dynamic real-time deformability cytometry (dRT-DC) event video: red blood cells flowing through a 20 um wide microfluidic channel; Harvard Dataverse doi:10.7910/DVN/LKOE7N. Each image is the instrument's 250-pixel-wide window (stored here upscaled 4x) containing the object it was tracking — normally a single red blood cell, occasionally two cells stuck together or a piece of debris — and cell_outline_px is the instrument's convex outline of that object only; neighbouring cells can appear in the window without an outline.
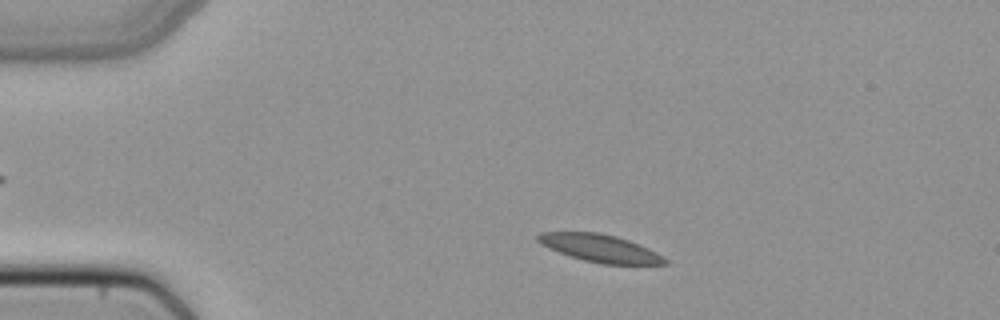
{"species": "common noctule bat (a hibernating species)", "species_latin": "Nyctalus noctula", "temperature_condition": "cold", "stored_images_in_passage": 46, "camera_frame_rate_fps": 3000, "um_per_image_px": 0.085, "animal": {"sex": "female", "body_mass_g": 22.7, "forearm_length_mm": 54.2}, "frame": {"image": 1, "passage_image": 6, "time_ms": 1.667, "image_size_px": [1000, 320], "cell_outline_px": [[668, 264], [600, 264], [584, 260], [560, 252], [540, 244], [536, 240], [536, 236], [540, 232], [600, 232], [616, 236], [628, 240], [648, 248], [664, 256], [668, 260]], "centroid_in_image_um": [51.01, 21.09], "position_along_channel_um": 34.0, "area_um2": 20.35}}
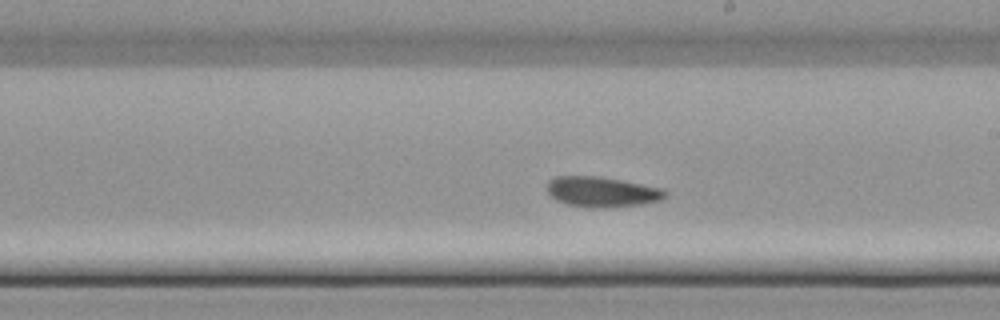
{"frame": {"image": 2, "passage_image": 25, "time_ms": 8.0, "image_size_px": [1000, 320], "cell_outline_px": [[668, 196], [660, 200], [640, 204], [604, 208], [588, 208], [568, 204], [556, 200], [548, 192], [548, 180], [556, 176], [600, 176], [664, 188], [668, 192]], "centroid_in_image_um": [51.19, 16.3], "position_along_channel_um": 237.8, "area_um2": 20.98}}
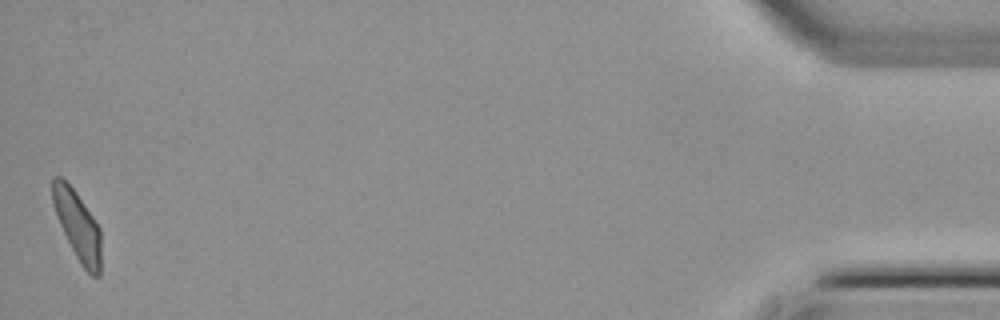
{"frame": {"image": 3, "passage_image": 46, "time_ms": 15.0, "image_size_px": [1000, 320], "cell_outline_px": [[100, 276], [92, 276], [80, 264], [60, 224], [52, 200], [52, 176], [60, 176], [76, 192], [100, 228]], "centroid_in_image_um": [6.59, 19.16], "position_along_channel_um": 428.6, "area_um2": 19.02}}